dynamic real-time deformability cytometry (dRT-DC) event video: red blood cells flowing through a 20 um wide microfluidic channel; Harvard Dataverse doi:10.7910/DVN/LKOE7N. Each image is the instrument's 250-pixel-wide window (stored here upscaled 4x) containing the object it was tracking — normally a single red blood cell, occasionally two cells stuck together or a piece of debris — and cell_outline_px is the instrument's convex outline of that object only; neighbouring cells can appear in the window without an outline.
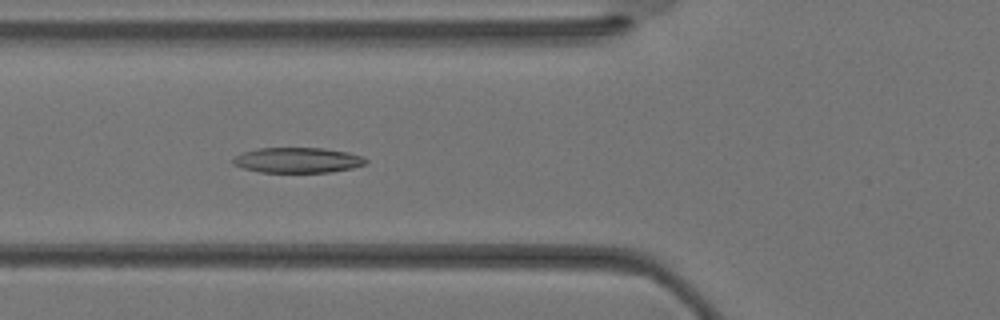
{"species": "Egyptian fruit bat (a non-hibernating species)", "species_latin": "Rousettus aegyptiacus", "temperature_condition": "warm", "stored_images_in_passage": 36, "camera_frame_rate_fps": 3000, "um_per_image_px": 0.085, "animal": {"sex": "female"}, "frame": {"image": 1, "passage_image": 13, "time_ms": 4.0, "image_size_px": [1000, 320], "cell_outline_px": [[368, 160], [364, 164], [352, 168], [328, 172], [260, 172], [244, 168], [232, 164], [232, 160], [236, 156], [244, 152], [256, 148], [324, 148], [348, 152], [364, 156]], "centroid_in_image_um": [25.31, 13.61], "position_along_channel_um": 100.5, "area_um2": 19.54}}
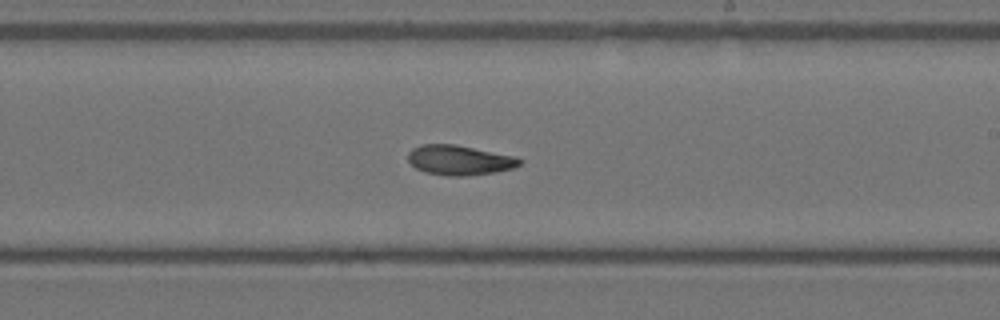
{"frame": {"image": 2, "passage_image": 21, "time_ms": 6.667, "image_size_px": [1000, 320], "cell_outline_px": [[524, 160], [516, 168], [496, 172], [464, 176], [448, 176], [424, 172], [416, 168], [408, 160], [408, 152], [412, 148], [420, 144], [456, 144], [516, 156]], "centroid_in_image_um": [39.08, 13.61], "position_along_channel_um": 249.9, "area_um2": 19.71}}
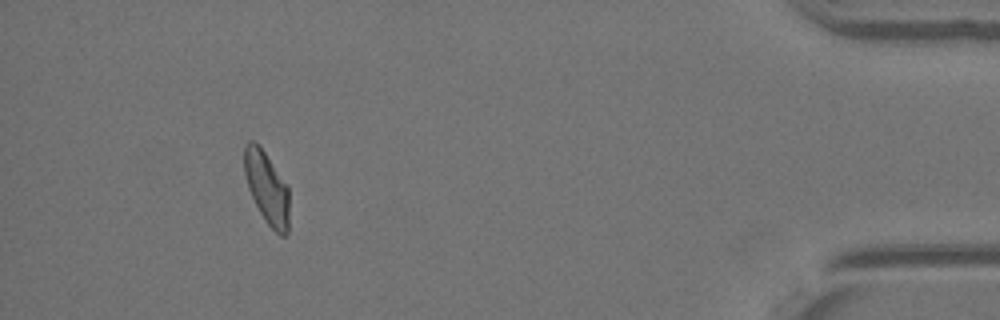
{"frame": {"image": 3, "passage_image": 33, "time_ms": 10.667, "image_size_px": [1000, 320], "cell_outline_px": [[288, 232], [284, 236], [280, 236], [264, 220], [248, 188], [244, 172], [244, 144], [248, 140], [252, 140], [264, 152], [288, 184]], "centroid_in_image_um": [22.68, 15.96], "position_along_channel_um": 412.5, "area_um2": 18.79}}